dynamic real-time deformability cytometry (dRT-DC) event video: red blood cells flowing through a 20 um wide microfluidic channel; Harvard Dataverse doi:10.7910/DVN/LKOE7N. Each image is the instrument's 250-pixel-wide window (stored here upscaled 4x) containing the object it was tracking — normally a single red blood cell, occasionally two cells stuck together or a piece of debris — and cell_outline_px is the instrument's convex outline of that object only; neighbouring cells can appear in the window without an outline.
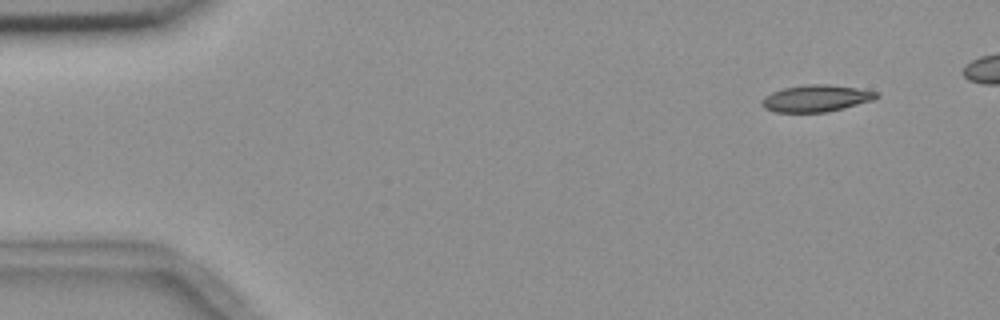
{"species": "common noctule bat (a hibernating species)", "species_latin": "Nyctalus noctula", "temperature_condition": "room temperature", "stored_images_in_passage": 10, "camera_frame_rate_fps": 3000, "um_per_image_px": 0.085, "animal": {"sex": "female", "body_mass_g": 18.4}, "frame": {"image": 1, "passage_image": 2, "time_ms": 1.333, "image_size_px": [1000, 320], "cell_outline_px": [[880, 96], [876, 100], [828, 112], [776, 112], [764, 108], [760, 104], [764, 96], [772, 92], [784, 88], [808, 84], [828, 84], [856, 88], [880, 92]], "centroid_in_image_um": [69.41, 8.36], "position_along_channel_um": 15.6, "area_um2": 18.09}}
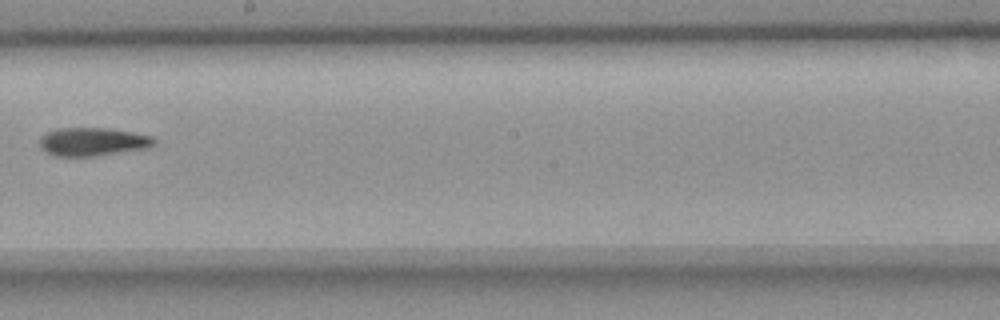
{"frame": {"image": 2, "passage_image": 9, "time_ms": 10.333, "image_size_px": [1000, 320], "cell_outline_px": [[156, 144], [144, 148], [100, 156], [56, 156], [44, 152], [40, 148], [40, 136], [56, 128], [108, 128], [132, 132], [152, 136], [156, 140]], "centroid_in_image_um": [7.85, 12.05], "position_along_channel_um": 240.3, "area_um2": 19.02}}
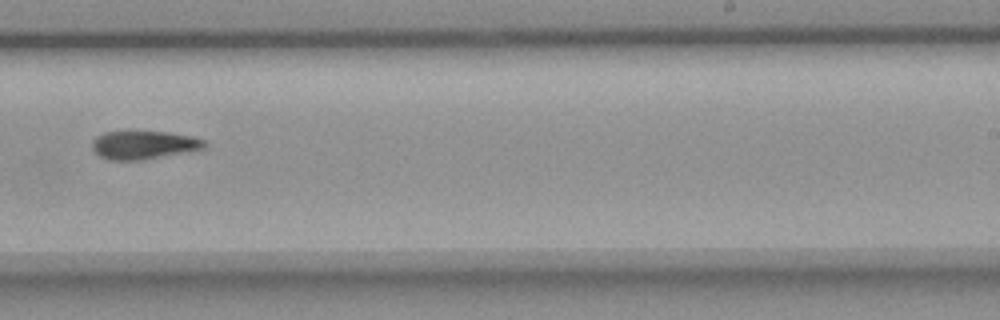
{"frame": {"image": 3, "passage_image": 10, "time_ms": 11.333, "image_size_px": [1000, 320], "cell_outline_px": [[208, 144], [204, 148], [144, 160], [108, 160], [100, 156], [92, 148], [92, 140], [96, 136], [104, 132], [168, 132], [192, 136], [204, 140]], "centroid_in_image_um": [12.21, 12.32], "position_along_channel_um": 276.8, "area_um2": 18.44}}